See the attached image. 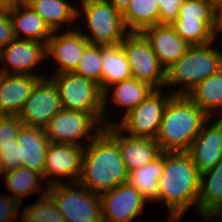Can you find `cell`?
<instances>
[{"mask_svg":"<svg viewBox=\"0 0 222 222\" xmlns=\"http://www.w3.org/2000/svg\"><path fill=\"white\" fill-rule=\"evenodd\" d=\"M102 46L89 44L73 73L95 81L101 89L102 76Z\"/></svg>","mask_w":222,"mask_h":222,"instance_id":"obj_32","label":"cell"},{"mask_svg":"<svg viewBox=\"0 0 222 222\" xmlns=\"http://www.w3.org/2000/svg\"><path fill=\"white\" fill-rule=\"evenodd\" d=\"M213 43L215 44V41L190 46L188 51L166 70L165 87L178 86V89L170 91L173 95H187L200 82L222 69V50L215 49ZM179 85L182 87L179 88Z\"/></svg>","mask_w":222,"mask_h":222,"instance_id":"obj_4","label":"cell"},{"mask_svg":"<svg viewBox=\"0 0 222 222\" xmlns=\"http://www.w3.org/2000/svg\"><path fill=\"white\" fill-rule=\"evenodd\" d=\"M120 44L127 56L132 78L148 83L154 89L165 87L166 70L141 32H130Z\"/></svg>","mask_w":222,"mask_h":222,"instance_id":"obj_9","label":"cell"},{"mask_svg":"<svg viewBox=\"0 0 222 222\" xmlns=\"http://www.w3.org/2000/svg\"><path fill=\"white\" fill-rule=\"evenodd\" d=\"M209 119L187 95H172L155 138L161 152H187Z\"/></svg>","mask_w":222,"mask_h":222,"instance_id":"obj_3","label":"cell"},{"mask_svg":"<svg viewBox=\"0 0 222 222\" xmlns=\"http://www.w3.org/2000/svg\"><path fill=\"white\" fill-rule=\"evenodd\" d=\"M201 173L186 152L166 153L165 165L158 179V201L169 211L168 222H181L190 207L197 208Z\"/></svg>","mask_w":222,"mask_h":222,"instance_id":"obj_2","label":"cell"},{"mask_svg":"<svg viewBox=\"0 0 222 222\" xmlns=\"http://www.w3.org/2000/svg\"><path fill=\"white\" fill-rule=\"evenodd\" d=\"M196 211L205 218L204 222L222 218V160L201 173Z\"/></svg>","mask_w":222,"mask_h":222,"instance_id":"obj_23","label":"cell"},{"mask_svg":"<svg viewBox=\"0 0 222 222\" xmlns=\"http://www.w3.org/2000/svg\"><path fill=\"white\" fill-rule=\"evenodd\" d=\"M218 14L219 9L211 2L184 0L171 26L191 46L208 44L219 35Z\"/></svg>","mask_w":222,"mask_h":222,"instance_id":"obj_5","label":"cell"},{"mask_svg":"<svg viewBox=\"0 0 222 222\" xmlns=\"http://www.w3.org/2000/svg\"><path fill=\"white\" fill-rule=\"evenodd\" d=\"M150 42L153 52L161 66L167 70L190 48L169 24H157L141 32Z\"/></svg>","mask_w":222,"mask_h":222,"instance_id":"obj_19","label":"cell"},{"mask_svg":"<svg viewBox=\"0 0 222 222\" xmlns=\"http://www.w3.org/2000/svg\"><path fill=\"white\" fill-rule=\"evenodd\" d=\"M187 96L210 118L216 114L222 118V69L196 85Z\"/></svg>","mask_w":222,"mask_h":222,"instance_id":"obj_25","label":"cell"},{"mask_svg":"<svg viewBox=\"0 0 222 222\" xmlns=\"http://www.w3.org/2000/svg\"><path fill=\"white\" fill-rule=\"evenodd\" d=\"M15 39L9 15V4L0 7V51Z\"/></svg>","mask_w":222,"mask_h":222,"instance_id":"obj_35","label":"cell"},{"mask_svg":"<svg viewBox=\"0 0 222 222\" xmlns=\"http://www.w3.org/2000/svg\"><path fill=\"white\" fill-rule=\"evenodd\" d=\"M40 79L41 77L36 75L2 74L1 115H18Z\"/></svg>","mask_w":222,"mask_h":222,"instance_id":"obj_22","label":"cell"},{"mask_svg":"<svg viewBox=\"0 0 222 222\" xmlns=\"http://www.w3.org/2000/svg\"><path fill=\"white\" fill-rule=\"evenodd\" d=\"M184 0H158L159 3V24L171 25L178 17L179 8Z\"/></svg>","mask_w":222,"mask_h":222,"instance_id":"obj_36","label":"cell"},{"mask_svg":"<svg viewBox=\"0 0 222 222\" xmlns=\"http://www.w3.org/2000/svg\"><path fill=\"white\" fill-rule=\"evenodd\" d=\"M103 222H131L143 212L147 199L129 183L99 195Z\"/></svg>","mask_w":222,"mask_h":222,"instance_id":"obj_14","label":"cell"},{"mask_svg":"<svg viewBox=\"0 0 222 222\" xmlns=\"http://www.w3.org/2000/svg\"><path fill=\"white\" fill-rule=\"evenodd\" d=\"M165 152L158 155L153 161L129 172V184L140 192L147 201H158V179L163 173Z\"/></svg>","mask_w":222,"mask_h":222,"instance_id":"obj_28","label":"cell"},{"mask_svg":"<svg viewBox=\"0 0 222 222\" xmlns=\"http://www.w3.org/2000/svg\"><path fill=\"white\" fill-rule=\"evenodd\" d=\"M217 33H222V6L219 8Z\"/></svg>","mask_w":222,"mask_h":222,"instance_id":"obj_39","label":"cell"},{"mask_svg":"<svg viewBox=\"0 0 222 222\" xmlns=\"http://www.w3.org/2000/svg\"><path fill=\"white\" fill-rule=\"evenodd\" d=\"M101 91L109 86L132 78L130 65L121 44L102 46Z\"/></svg>","mask_w":222,"mask_h":222,"instance_id":"obj_26","label":"cell"},{"mask_svg":"<svg viewBox=\"0 0 222 222\" xmlns=\"http://www.w3.org/2000/svg\"><path fill=\"white\" fill-rule=\"evenodd\" d=\"M63 109L91 114L103 126V92L95 81L73 72L53 74Z\"/></svg>","mask_w":222,"mask_h":222,"instance_id":"obj_7","label":"cell"},{"mask_svg":"<svg viewBox=\"0 0 222 222\" xmlns=\"http://www.w3.org/2000/svg\"><path fill=\"white\" fill-rule=\"evenodd\" d=\"M84 148L85 146L72 144H49L43 172L44 182L45 179L47 181L46 187L61 183L60 177H68V183L79 181Z\"/></svg>","mask_w":222,"mask_h":222,"instance_id":"obj_13","label":"cell"},{"mask_svg":"<svg viewBox=\"0 0 222 222\" xmlns=\"http://www.w3.org/2000/svg\"><path fill=\"white\" fill-rule=\"evenodd\" d=\"M89 44L79 30L70 28L65 33L53 32L46 44V57L56 60L58 66L55 74L73 72Z\"/></svg>","mask_w":222,"mask_h":222,"instance_id":"obj_16","label":"cell"},{"mask_svg":"<svg viewBox=\"0 0 222 222\" xmlns=\"http://www.w3.org/2000/svg\"><path fill=\"white\" fill-rule=\"evenodd\" d=\"M3 174H4V172H3L2 164H1V161H0V177L1 176L3 177Z\"/></svg>","mask_w":222,"mask_h":222,"instance_id":"obj_41","label":"cell"},{"mask_svg":"<svg viewBox=\"0 0 222 222\" xmlns=\"http://www.w3.org/2000/svg\"><path fill=\"white\" fill-rule=\"evenodd\" d=\"M21 202L13 196H7L0 193V222H13L14 217L18 214Z\"/></svg>","mask_w":222,"mask_h":222,"instance_id":"obj_34","label":"cell"},{"mask_svg":"<svg viewBox=\"0 0 222 222\" xmlns=\"http://www.w3.org/2000/svg\"><path fill=\"white\" fill-rule=\"evenodd\" d=\"M202 127L186 152L200 173L213 168L222 160V118ZM211 124V125H210Z\"/></svg>","mask_w":222,"mask_h":222,"instance_id":"obj_17","label":"cell"},{"mask_svg":"<svg viewBox=\"0 0 222 222\" xmlns=\"http://www.w3.org/2000/svg\"><path fill=\"white\" fill-rule=\"evenodd\" d=\"M3 175L5 176L8 190L14 193L13 197L21 203L23 202V197L43 190L40 185L44 181L43 176L30 170L28 167L18 166L16 169L5 172Z\"/></svg>","mask_w":222,"mask_h":222,"instance_id":"obj_30","label":"cell"},{"mask_svg":"<svg viewBox=\"0 0 222 222\" xmlns=\"http://www.w3.org/2000/svg\"><path fill=\"white\" fill-rule=\"evenodd\" d=\"M113 89V90H112ZM112 90V91H111ZM154 90L148 83L138 81L135 78L123 80L109 86L103 92V127L117 124V122L106 117V103L108 101V93L112 92V102L123 108H126L125 114L137 107L152 91ZM112 122V123H111Z\"/></svg>","mask_w":222,"mask_h":222,"instance_id":"obj_24","label":"cell"},{"mask_svg":"<svg viewBox=\"0 0 222 222\" xmlns=\"http://www.w3.org/2000/svg\"><path fill=\"white\" fill-rule=\"evenodd\" d=\"M47 194L55 201L66 222H103L100 196L78 182L65 184L61 181L50 185Z\"/></svg>","mask_w":222,"mask_h":222,"instance_id":"obj_8","label":"cell"},{"mask_svg":"<svg viewBox=\"0 0 222 222\" xmlns=\"http://www.w3.org/2000/svg\"><path fill=\"white\" fill-rule=\"evenodd\" d=\"M46 23L52 32L61 31L65 23H72L78 18L77 7L66 0H23Z\"/></svg>","mask_w":222,"mask_h":222,"instance_id":"obj_27","label":"cell"},{"mask_svg":"<svg viewBox=\"0 0 222 222\" xmlns=\"http://www.w3.org/2000/svg\"><path fill=\"white\" fill-rule=\"evenodd\" d=\"M90 35L81 32L90 44L113 46L120 44L130 33L123 21L122 13L107 0H80Z\"/></svg>","mask_w":222,"mask_h":222,"instance_id":"obj_6","label":"cell"},{"mask_svg":"<svg viewBox=\"0 0 222 222\" xmlns=\"http://www.w3.org/2000/svg\"><path fill=\"white\" fill-rule=\"evenodd\" d=\"M158 0H131L122 13L124 24L129 32H142L145 28L159 24Z\"/></svg>","mask_w":222,"mask_h":222,"instance_id":"obj_29","label":"cell"},{"mask_svg":"<svg viewBox=\"0 0 222 222\" xmlns=\"http://www.w3.org/2000/svg\"><path fill=\"white\" fill-rule=\"evenodd\" d=\"M23 125L17 115L0 116V148L17 146V138Z\"/></svg>","mask_w":222,"mask_h":222,"instance_id":"obj_33","label":"cell"},{"mask_svg":"<svg viewBox=\"0 0 222 222\" xmlns=\"http://www.w3.org/2000/svg\"><path fill=\"white\" fill-rule=\"evenodd\" d=\"M103 128L118 142L122 160L128 172L153 161L162 153L154 138L127 135L115 124Z\"/></svg>","mask_w":222,"mask_h":222,"instance_id":"obj_18","label":"cell"},{"mask_svg":"<svg viewBox=\"0 0 222 222\" xmlns=\"http://www.w3.org/2000/svg\"><path fill=\"white\" fill-rule=\"evenodd\" d=\"M214 4L218 9L222 6V0H206Z\"/></svg>","mask_w":222,"mask_h":222,"instance_id":"obj_40","label":"cell"},{"mask_svg":"<svg viewBox=\"0 0 222 222\" xmlns=\"http://www.w3.org/2000/svg\"><path fill=\"white\" fill-rule=\"evenodd\" d=\"M44 129L51 143L85 146L81 140L90 142L103 126L89 113L62 108Z\"/></svg>","mask_w":222,"mask_h":222,"instance_id":"obj_11","label":"cell"},{"mask_svg":"<svg viewBox=\"0 0 222 222\" xmlns=\"http://www.w3.org/2000/svg\"><path fill=\"white\" fill-rule=\"evenodd\" d=\"M61 109L58 87L51 78L44 77L35 85L17 116L23 125L45 128Z\"/></svg>","mask_w":222,"mask_h":222,"instance_id":"obj_12","label":"cell"},{"mask_svg":"<svg viewBox=\"0 0 222 222\" xmlns=\"http://www.w3.org/2000/svg\"><path fill=\"white\" fill-rule=\"evenodd\" d=\"M44 59H47L46 43L15 38L0 51V61L4 63L0 71L3 74L36 75L44 78L32 70Z\"/></svg>","mask_w":222,"mask_h":222,"instance_id":"obj_15","label":"cell"},{"mask_svg":"<svg viewBox=\"0 0 222 222\" xmlns=\"http://www.w3.org/2000/svg\"><path fill=\"white\" fill-rule=\"evenodd\" d=\"M129 182L118 142L103 128L85 143L82 172L78 183L95 194H102Z\"/></svg>","mask_w":222,"mask_h":222,"instance_id":"obj_1","label":"cell"},{"mask_svg":"<svg viewBox=\"0 0 222 222\" xmlns=\"http://www.w3.org/2000/svg\"><path fill=\"white\" fill-rule=\"evenodd\" d=\"M111 3L118 11L123 13L125 9L130 5L131 0H107Z\"/></svg>","mask_w":222,"mask_h":222,"instance_id":"obj_38","label":"cell"},{"mask_svg":"<svg viewBox=\"0 0 222 222\" xmlns=\"http://www.w3.org/2000/svg\"><path fill=\"white\" fill-rule=\"evenodd\" d=\"M39 196V200L21 211L22 222H66L55 201L47 194V188Z\"/></svg>","mask_w":222,"mask_h":222,"instance_id":"obj_31","label":"cell"},{"mask_svg":"<svg viewBox=\"0 0 222 222\" xmlns=\"http://www.w3.org/2000/svg\"><path fill=\"white\" fill-rule=\"evenodd\" d=\"M161 93V89H154L137 107L122 115L115 125L128 132L127 135L155 139L166 105L173 95L170 91L163 95Z\"/></svg>","mask_w":222,"mask_h":222,"instance_id":"obj_10","label":"cell"},{"mask_svg":"<svg viewBox=\"0 0 222 222\" xmlns=\"http://www.w3.org/2000/svg\"><path fill=\"white\" fill-rule=\"evenodd\" d=\"M2 72L0 71V88H1V85H2ZM0 116H1V113H0Z\"/></svg>","mask_w":222,"mask_h":222,"instance_id":"obj_42","label":"cell"},{"mask_svg":"<svg viewBox=\"0 0 222 222\" xmlns=\"http://www.w3.org/2000/svg\"><path fill=\"white\" fill-rule=\"evenodd\" d=\"M0 161L4 173L20 166L18 161L17 146L0 148Z\"/></svg>","mask_w":222,"mask_h":222,"instance_id":"obj_37","label":"cell"},{"mask_svg":"<svg viewBox=\"0 0 222 222\" xmlns=\"http://www.w3.org/2000/svg\"><path fill=\"white\" fill-rule=\"evenodd\" d=\"M16 143L20 166L43 176L46 152L51 143L45 129L22 125Z\"/></svg>","mask_w":222,"mask_h":222,"instance_id":"obj_20","label":"cell"},{"mask_svg":"<svg viewBox=\"0 0 222 222\" xmlns=\"http://www.w3.org/2000/svg\"><path fill=\"white\" fill-rule=\"evenodd\" d=\"M9 15L16 39L32 40L47 44L51 38L53 32L44 20L23 0H13L9 3Z\"/></svg>","mask_w":222,"mask_h":222,"instance_id":"obj_21","label":"cell"}]
</instances>
